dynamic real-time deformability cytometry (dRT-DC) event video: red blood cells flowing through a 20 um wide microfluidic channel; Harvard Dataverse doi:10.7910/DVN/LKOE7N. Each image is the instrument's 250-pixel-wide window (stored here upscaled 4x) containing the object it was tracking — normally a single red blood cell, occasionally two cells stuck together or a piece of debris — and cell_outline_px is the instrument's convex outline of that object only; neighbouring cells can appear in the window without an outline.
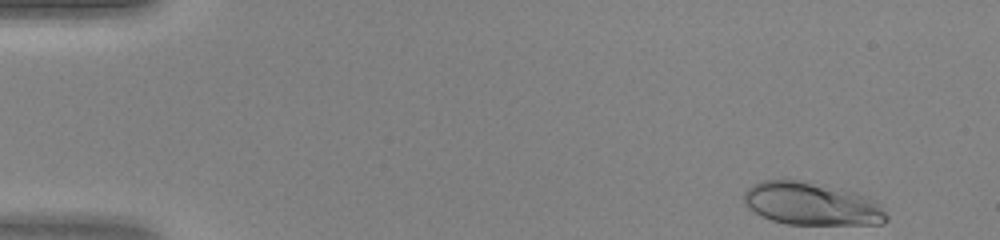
{"species": "human", "species_latin": "Homo sapiens", "temperature_condition": "warm", "stored_images_in_passage": 44, "camera_frame_rate_fps": 3000, "um_per_image_px": 0.085, "donor": {"sex": "female"}, "frame": {"image": 1, "passage_image": 1, "time_ms": 0.0, "image_size_px": [1000, 240], "cell_outline_px": [[888, 220], [880, 224], [788, 224], [772, 220], [748, 208], [744, 204], [744, 192], [752, 184], [764, 180], [796, 180], [824, 184], [856, 192], [880, 204], [888, 216]], "centroid_in_image_um": [68.99, 17.32], "position_along_channel_um": 16.0, "area_um2": 35.43}}
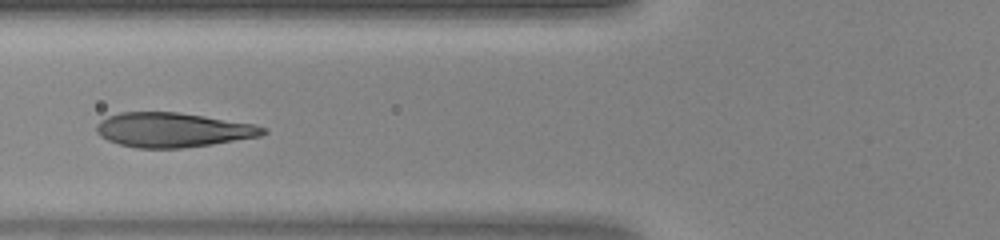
{"frame": {"image": 2, "passage_image": 16, "time_ms": 5.0, "image_size_px": [1000, 240], "cell_outline_px": [[268, 132], [260, 136], [212, 144], [180, 148], [136, 148], [120, 144], [108, 140], [100, 136], [96, 132], [96, 124], [100, 120], [108, 116], [120, 112], [176, 112], [204, 116], [252, 124], [268, 128]], "centroid_in_image_um": [14.67, 11.04], "position_along_channel_um": 111.1, "area_um2": 33.35}}
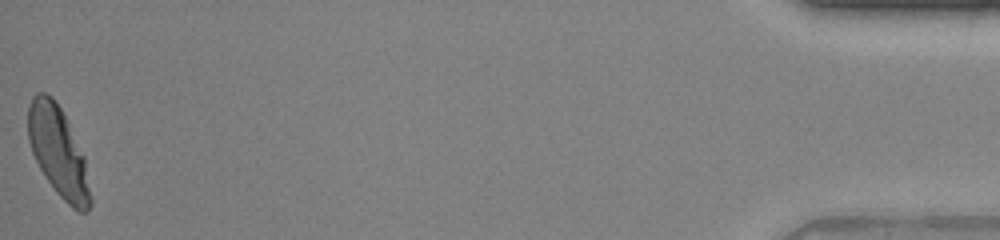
{"frame": {"image": 3, "passage_image": 44, "time_ms": 14.333, "image_size_px": [1000, 240], "cell_outline_px": [[92, 204], [88, 212], [80, 212], [72, 208], [56, 192], [40, 168], [32, 152], [28, 140], [28, 104], [32, 96], [36, 92], [44, 92], [52, 96], [60, 108], [84, 156], [92, 196]], "centroid_in_image_um": [4.95, 12.92], "position_along_channel_um": 430.2, "area_um2": 32.48}}